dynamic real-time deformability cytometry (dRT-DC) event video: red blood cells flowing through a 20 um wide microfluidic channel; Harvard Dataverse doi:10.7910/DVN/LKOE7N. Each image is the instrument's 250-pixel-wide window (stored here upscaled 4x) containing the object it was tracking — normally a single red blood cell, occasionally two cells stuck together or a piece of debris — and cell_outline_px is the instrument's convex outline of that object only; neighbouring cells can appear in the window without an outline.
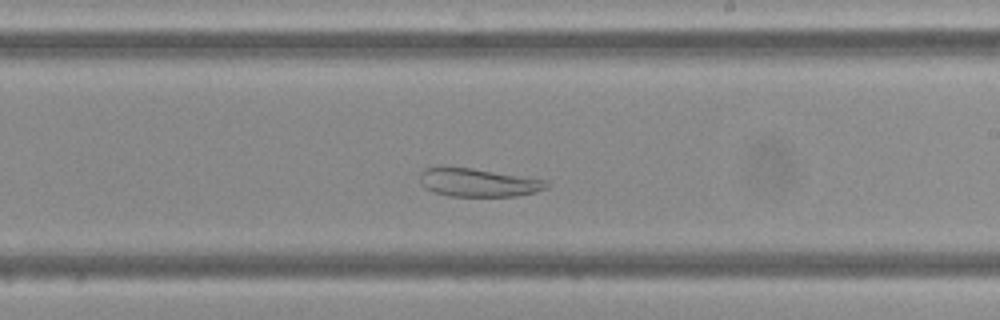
{"species": "Egyptian fruit bat (a non-hibernating species)", "species_latin": "Rousettus aegyptiacus", "temperature_condition": "cold", "stored_images_in_passage": 35, "camera_frame_rate_fps": 3000, "um_per_image_px": 0.085, "frame": {"image": 1, "passage_image": 15, "time_ms": 4.667, "image_size_px": [1000, 320], "cell_outline_px": [[552, 184], [548, 188], [536, 192], [516, 196], [448, 196], [424, 188], [420, 184], [420, 172], [424, 168], [472, 168], [548, 180]], "centroid_in_image_um": [40.71, 15.53], "position_along_channel_um": 248.3, "area_um2": 20.87}}
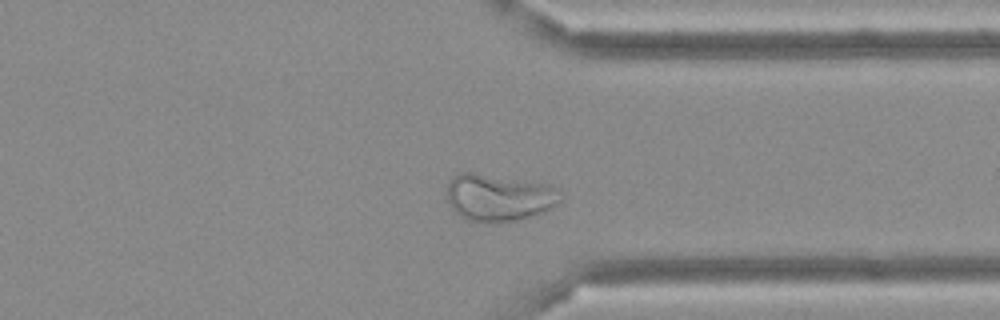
{"frame": {"image": 2, "passage_image": 24, "time_ms": 7.667, "image_size_px": [1000, 320], "cell_outline_px": [[560, 200], [552, 208], [544, 212], [520, 220], [468, 220], [460, 216], [452, 208], [448, 200], [448, 180], [452, 176], [460, 172], [476, 172], [548, 184], [556, 188]], "centroid_in_image_um": [42.38, 16.75], "position_along_channel_um": 369.0, "area_um2": 30.75}}
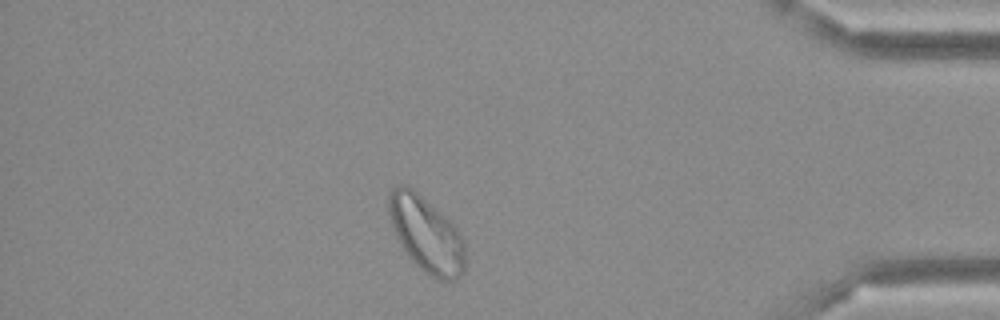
{"frame": {"image": 3, "passage_image": 29, "time_ms": 9.333, "image_size_px": [1000, 320], "cell_outline_px": [[464, 272], [456, 280], [436, 280], [424, 272], [408, 256], [396, 236], [388, 220], [388, 192], [392, 188], [400, 184], [408, 184], [440, 212], [456, 228], [464, 244]], "centroid_in_image_um": [36.18, 19.9], "position_along_channel_um": 399.0, "area_um2": 33.64}}